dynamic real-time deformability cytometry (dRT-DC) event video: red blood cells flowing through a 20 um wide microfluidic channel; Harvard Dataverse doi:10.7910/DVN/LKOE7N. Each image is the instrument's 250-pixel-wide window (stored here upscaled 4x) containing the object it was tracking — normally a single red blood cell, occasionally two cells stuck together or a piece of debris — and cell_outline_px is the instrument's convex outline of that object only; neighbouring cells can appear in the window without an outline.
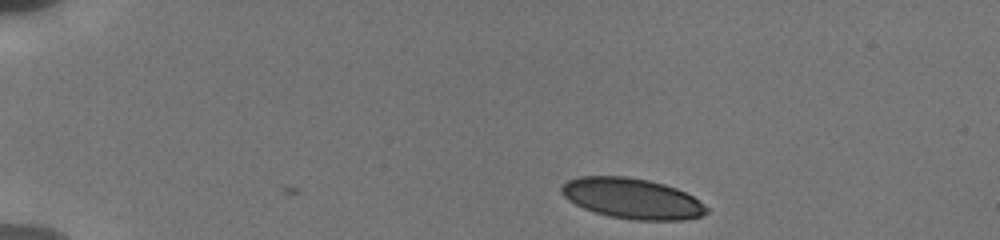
{"species": "human", "species_latin": "Homo sapiens", "temperature_condition": "cold", "stored_images_in_passage": 44, "camera_frame_rate_fps": 3000, "um_per_image_px": 0.085, "donor": {"sex": "male"}, "frame": {"image": 1, "passage_image": 1, "time_ms": 0.0, "image_size_px": [1000, 240], "cell_outline_px": [[708, 212], [700, 216], [684, 220], [632, 220], [608, 216], [584, 208], [568, 200], [560, 192], [560, 188], [568, 180], [580, 176], [628, 176], [648, 180], [664, 184], [676, 188], [700, 200], [708, 208]], "centroid_in_image_um": [53.73, 16.87], "position_along_channel_um": 31.3, "area_um2": 34.28}}
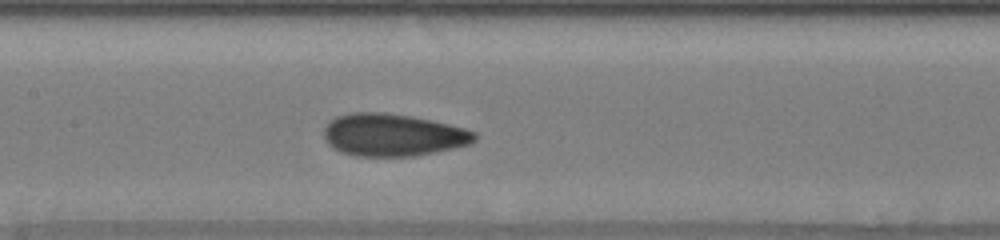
{"frame": {"image": 2, "passage_image": 17, "time_ms": 6.0, "image_size_px": [1000, 240], "cell_outline_px": [[476, 140], [472, 144], [436, 152], [416, 156], [356, 156], [340, 152], [332, 148], [328, 144], [324, 136], [324, 128], [328, 120], [336, 116], [352, 112], [384, 112], [412, 116], [432, 120], [464, 128], [476, 132]], "centroid_in_image_um": [33.38, 11.47], "position_along_channel_um": 174.0, "area_um2": 37.69}}
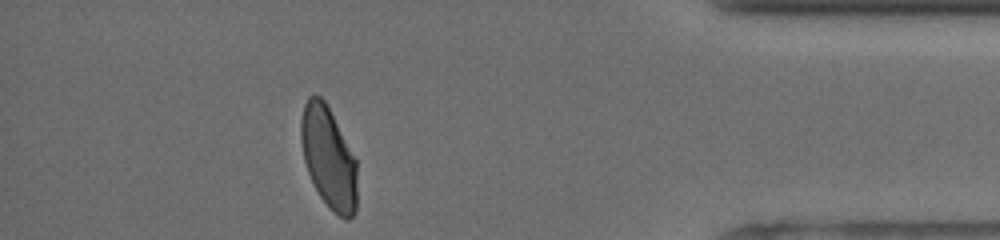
{"frame": {"image": 3, "passage_image": 39, "time_ms": 13.0, "image_size_px": [1000, 240], "cell_outline_px": [[356, 212], [348, 220], [344, 220], [320, 196], [308, 172], [304, 160], [300, 140], [300, 120], [304, 104], [308, 96], [320, 96], [324, 100], [356, 160]], "centroid_in_image_um": [27.91, 13.39], "position_along_channel_um": 407.3, "area_um2": 32.66}, "authors_computed_cell_mechanics": {"area_um2": 35.3158, "velocity_mm_per_s": 3.8122, "shape_relaxation_time_tau1_ms": 7.8084, "shape_relaxation_time_tau2_ms": 0.9794, "deformation_change_tau1": 0.1712, "deformation_change_tau2": 0.0674}}